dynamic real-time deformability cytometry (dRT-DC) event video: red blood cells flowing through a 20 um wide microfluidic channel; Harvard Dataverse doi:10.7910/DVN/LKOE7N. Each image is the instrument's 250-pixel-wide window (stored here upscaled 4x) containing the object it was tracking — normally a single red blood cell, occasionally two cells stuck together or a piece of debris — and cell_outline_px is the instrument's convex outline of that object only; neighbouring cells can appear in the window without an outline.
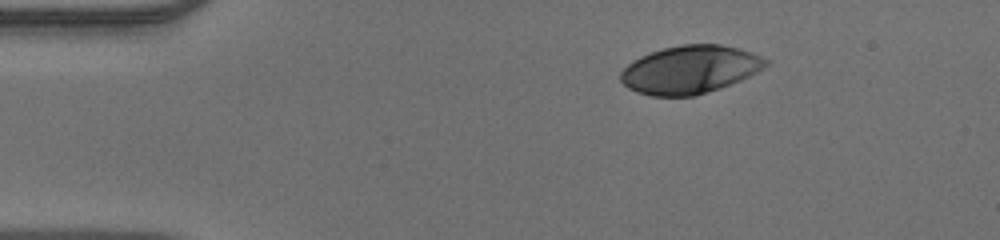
{"species": "human", "species_latin": "Homo sapiens", "temperature_condition": "warm", "stored_images_in_passage": 42, "camera_frame_rate_fps": 3000, "um_per_image_px": 0.085, "donor": {"sex": "male"}, "frame": {"image": 1, "passage_image": 1, "time_ms": 0.0, "image_size_px": [1000, 240], "cell_outline_px": [[768, 64], [756, 72], [740, 80], [720, 88], [692, 96], [652, 96], [636, 92], [628, 88], [620, 80], [620, 72], [628, 64], [640, 56], [664, 48], [680, 44], [720, 44], [740, 48], [752, 52], [768, 60]], "centroid_in_image_um": [58.63, 5.91], "position_along_channel_um": 26.4, "area_um2": 40.46}}
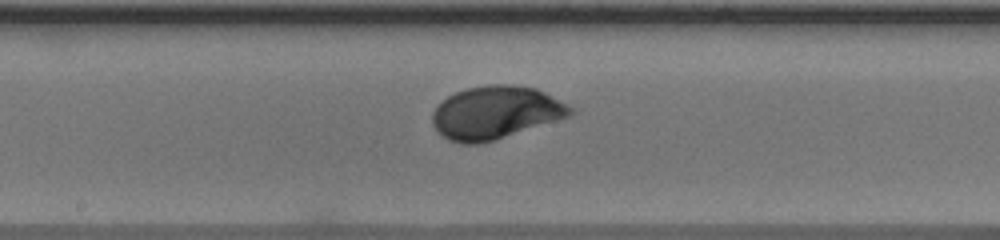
{"frame": {"image": 2, "passage_image": 19, "time_ms": 6.0, "image_size_px": [1000, 240], "cell_outline_px": [[576, 112], [568, 116], [556, 120], [480, 144], [460, 144], [448, 140], [436, 132], [432, 124], [432, 112], [436, 104], [448, 96], [456, 92], [468, 88], [488, 84], [512, 84], [536, 88], [544, 92], [572, 108]], "centroid_in_image_um": [42.04, 9.57], "position_along_channel_um": 206.2, "area_um2": 42.37}}
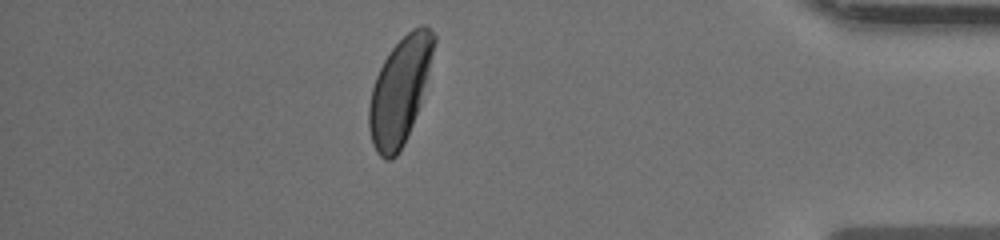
{"frame": {"image": 3, "passage_image": 36, "time_ms": 11.667, "image_size_px": [1000, 240], "cell_outline_px": [[436, 40], [420, 104], [404, 144], [396, 156], [388, 160], [384, 160], [376, 152], [372, 144], [368, 128], [368, 108], [372, 88], [376, 76], [384, 60], [392, 48], [412, 28], [420, 24], [424, 24], [436, 36]], "centroid_in_image_um": [33.96, 7.73], "position_along_channel_um": 401.2, "area_um2": 39.77}}